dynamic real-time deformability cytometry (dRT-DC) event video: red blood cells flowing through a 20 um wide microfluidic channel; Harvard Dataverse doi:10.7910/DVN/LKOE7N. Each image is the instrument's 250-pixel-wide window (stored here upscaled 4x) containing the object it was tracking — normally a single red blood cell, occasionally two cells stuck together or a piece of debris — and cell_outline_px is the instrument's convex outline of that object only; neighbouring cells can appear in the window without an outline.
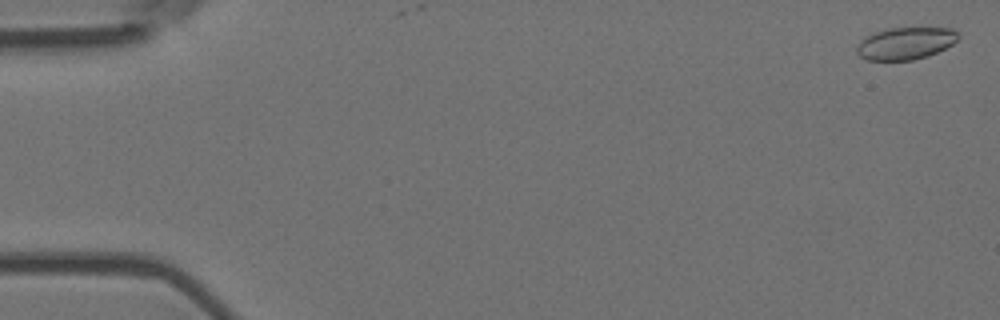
{"species": "Egyptian fruit bat (a non-hibernating species)", "species_latin": "Rousettus aegyptiacus", "temperature_condition": "room temperature", "stored_images_in_passage": 10, "camera_frame_rate_fps": 3000, "um_per_image_px": 0.085, "animal": {"sex": "female"}, "frame": {"image": 1, "passage_image": 1, "time_ms": 0.0, "image_size_px": [1000, 320], "cell_outline_px": [[960, 36], [952, 44], [928, 56], [912, 60], [864, 60], [856, 52], [856, 48], [860, 40], [872, 32], [888, 28], [952, 28]], "centroid_in_image_um": [76.92, 3.68], "position_along_channel_um": 8.1, "area_um2": 19.07}}
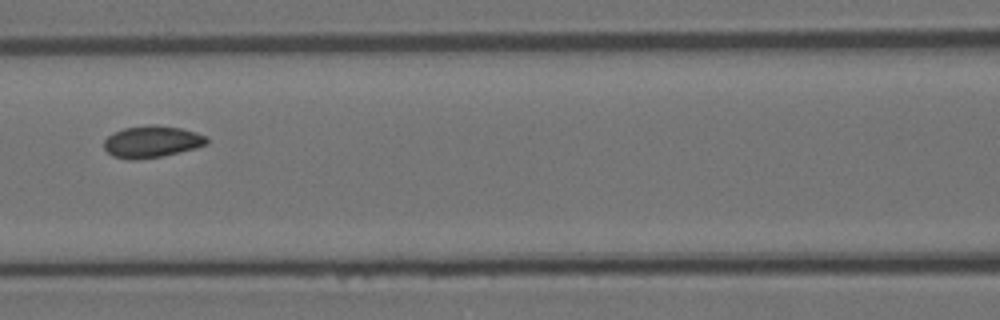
{"frame": {"image": 2, "passage_image": 7, "time_ms": 2.0, "image_size_px": [1000, 320], "cell_outline_px": [[208, 144], [196, 148], [160, 156], [136, 160], [128, 160], [112, 156], [104, 148], [104, 140], [108, 136], [124, 128], [152, 124], [156, 124], [180, 128], [196, 132], [204, 136], [208, 140]], "centroid_in_image_um": [12.89, 12.04], "position_along_channel_um": 153.7, "area_um2": 18.96}}
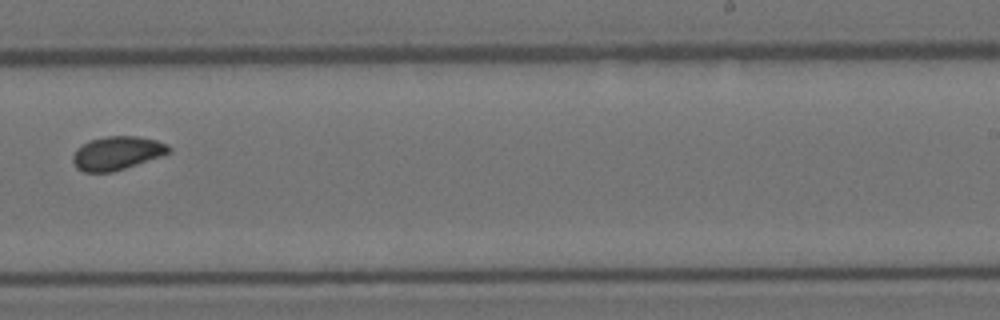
{"frame": {"image": 3, "passage_image": 10, "time_ms": 3.0, "image_size_px": [1000, 320], "cell_outline_px": [[172, 152], [112, 172], [84, 172], [76, 168], [72, 164], [72, 156], [76, 148], [88, 140], [108, 136], [136, 136], [156, 140], [168, 144], [172, 148]], "centroid_in_image_um": [9.91, 13.01], "position_along_channel_um": 279.1, "area_um2": 18.84}}